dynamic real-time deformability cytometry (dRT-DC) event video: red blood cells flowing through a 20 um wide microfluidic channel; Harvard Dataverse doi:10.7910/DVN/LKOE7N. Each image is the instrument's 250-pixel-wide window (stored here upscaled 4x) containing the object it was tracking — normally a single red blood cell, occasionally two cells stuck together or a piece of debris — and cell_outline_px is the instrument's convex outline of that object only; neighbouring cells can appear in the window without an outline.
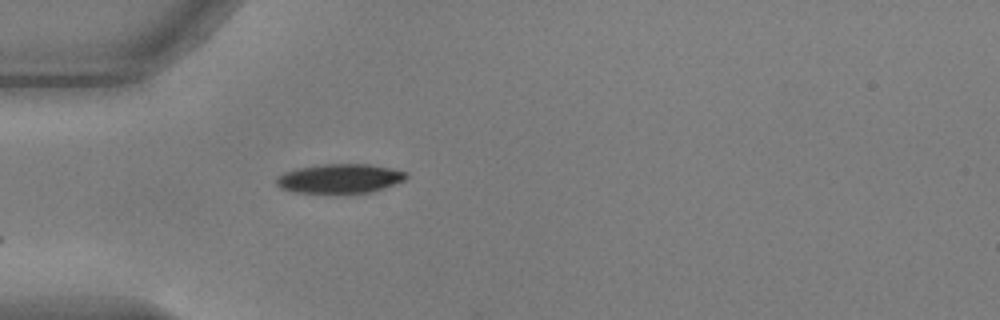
{"species": "common noctule bat (a hibernating species)", "species_latin": "Nyctalus noctula", "temperature_condition": "warm", "stored_images_in_passage": 5, "camera_frame_rate_fps": 3000, "um_per_image_px": 0.085, "animal": {"sex": "male", "body_mass_g": 17.9, "forearm_length_mm": 54.2}, "frame": {"image": 1, "passage_image": 1, "time_ms": 0.0, "image_size_px": [1000, 320], "cell_outline_px": [[408, 176], [404, 180], [384, 188], [372, 192], [292, 192], [280, 188], [276, 184], [276, 176], [284, 172], [296, 168], [324, 164], [368, 164], [392, 168], [408, 172]], "centroid_in_image_um": [28.88, 15.16], "position_along_channel_um": 56.1, "area_um2": 22.08}}
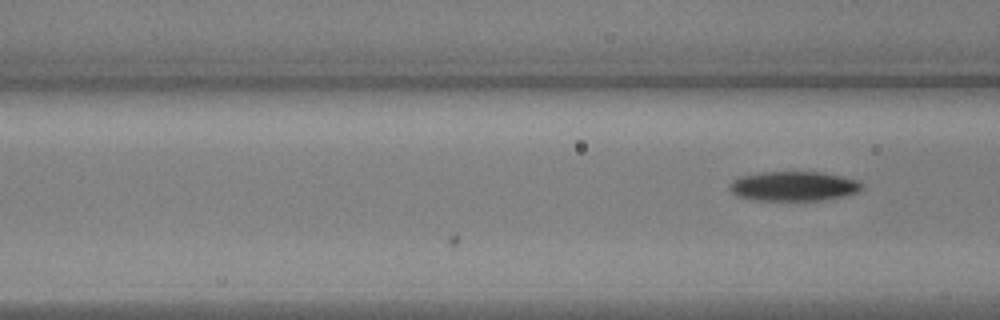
{"frame": {"image": 2, "passage_image": 5, "time_ms": 1.333, "image_size_px": [1000, 320], "cell_outline_px": [[860, 188], [856, 192], [844, 196], [820, 200], [756, 200], [736, 196], [728, 188], [728, 184], [732, 180], [740, 176], [760, 172], [824, 172], [856, 180], [860, 184]], "centroid_in_image_um": [67.37, 15.82], "position_along_channel_um": 99.2, "area_um2": 22.66}}